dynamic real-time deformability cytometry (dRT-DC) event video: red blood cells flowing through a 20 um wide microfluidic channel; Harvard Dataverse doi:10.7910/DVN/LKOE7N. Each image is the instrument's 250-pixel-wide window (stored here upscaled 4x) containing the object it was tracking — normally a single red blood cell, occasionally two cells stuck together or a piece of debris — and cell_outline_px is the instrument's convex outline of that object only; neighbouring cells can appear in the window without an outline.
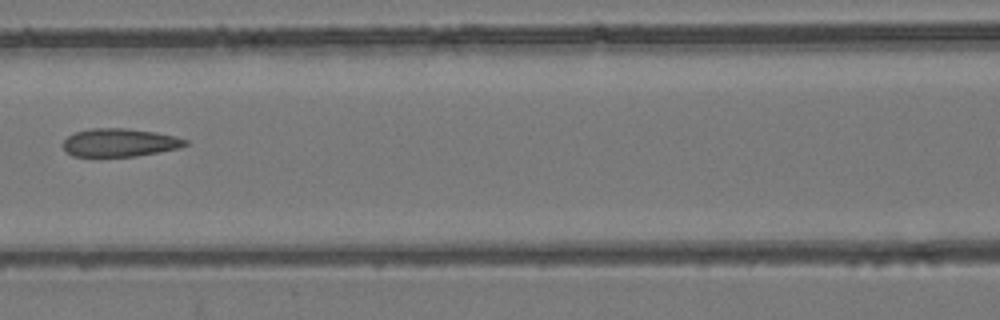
{"species": "common noctule bat (a hibernating species)", "species_latin": "Nyctalus noctula", "temperature_condition": "room temperature", "stored_images_in_passage": 6, "camera_frame_rate_fps": 3000, "um_per_image_px": 0.085, "animal": {"sex": "female", "body_mass_g": 24.6, "forearm_length_mm": 56.2}, "frame": {"image": 1, "passage_image": 6, "time_ms": 1.667, "image_size_px": [1000, 320], "cell_outline_px": [[188, 144], [180, 148], [136, 156], [72, 156], [60, 144], [68, 136], [76, 132], [92, 128], [124, 128], [156, 132], [176, 136], [188, 140]], "centroid_in_image_um": [10.18, 12.11], "position_along_channel_um": 156.4, "area_um2": 20.06}}